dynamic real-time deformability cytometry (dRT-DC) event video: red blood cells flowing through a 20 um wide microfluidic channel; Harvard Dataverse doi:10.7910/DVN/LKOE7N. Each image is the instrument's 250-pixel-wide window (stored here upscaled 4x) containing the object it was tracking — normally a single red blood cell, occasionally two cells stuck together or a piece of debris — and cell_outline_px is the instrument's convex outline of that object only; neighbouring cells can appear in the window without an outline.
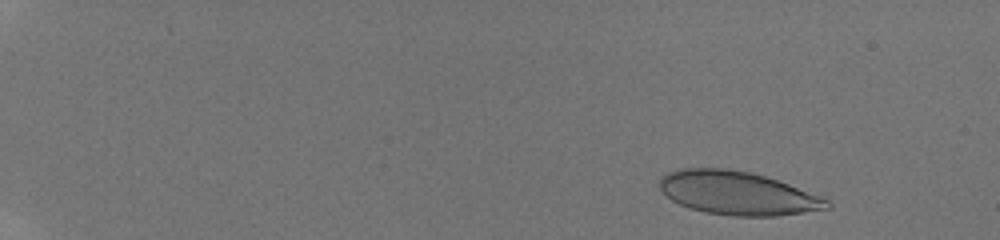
{"species": "human", "species_latin": "Homo sapiens", "temperature_condition": "room temperature", "stored_images_in_passage": 20, "camera_frame_rate_fps": 3000, "um_per_image_px": 0.085, "donor": {"sex": "male"}, "frame": {"image": 1, "passage_image": 5, "time_ms": 1.333, "image_size_px": [1000, 240], "cell_outline_px": [[832, 208], [776, 216], [732, 216], [704, 212], [688, 208], [672, 200], [660, 188], [660, 180], [668, 172], [680, 168], [724, 168], [752, 172], [788, 184], [820, 196], [828, 200], [832, 204]], "centroid_in_image_um": [62.7, 16.42], "position_along_channel_um": 22.3, "area_um2": 42.19}}
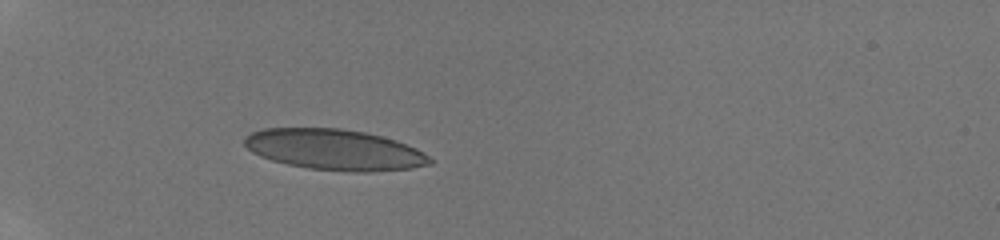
{"frame": {"image": 2, "passage_image": 15, "time_ms": 5.333, "image_size_px": [1000, 240], "cell_outline_px": [[436, 160], [432, 164], [412, 168], [372, 172], [348, 172], [308, 168], [288, 164], [272, 160], [260, 156], [252, 152], [244, 144], [244, 136], [252, 132], [264, 128], [340, 128], [364, 132], [396, 140], [416, 148]], "centroid_in_image_um": [28.46, 12.73], "position_along_channel_um": 56.5, "area_um2": 44.27}}
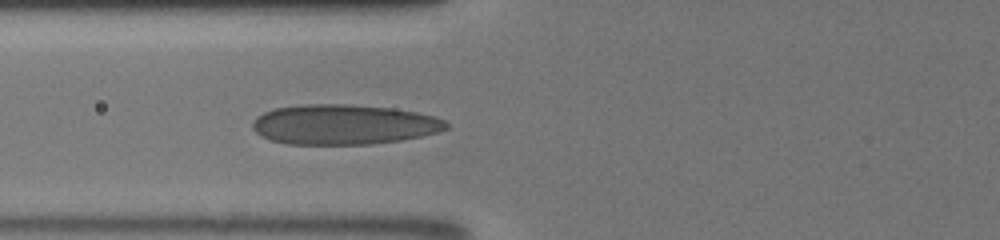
{"frame": {"image": 3, "passage_image": 19, "time_ms": 7.0, "image_size_px": [1000, 240], "cell_outline_px": [[448, 128], [440, 132], [400, 140], [368, 144], [288, 144], [272, 140], [260, 136], [252, 128], [252, 124], [256, 116], [272, 108], [304, 104], [344, 104], [392, 108], [416, 112], [432, 116], [444, 120], [448, 124]], "centroid_in_image_um": [29.18, 10.58], "position_along_channel_um": 96.6, "area_um2": 45.14}}